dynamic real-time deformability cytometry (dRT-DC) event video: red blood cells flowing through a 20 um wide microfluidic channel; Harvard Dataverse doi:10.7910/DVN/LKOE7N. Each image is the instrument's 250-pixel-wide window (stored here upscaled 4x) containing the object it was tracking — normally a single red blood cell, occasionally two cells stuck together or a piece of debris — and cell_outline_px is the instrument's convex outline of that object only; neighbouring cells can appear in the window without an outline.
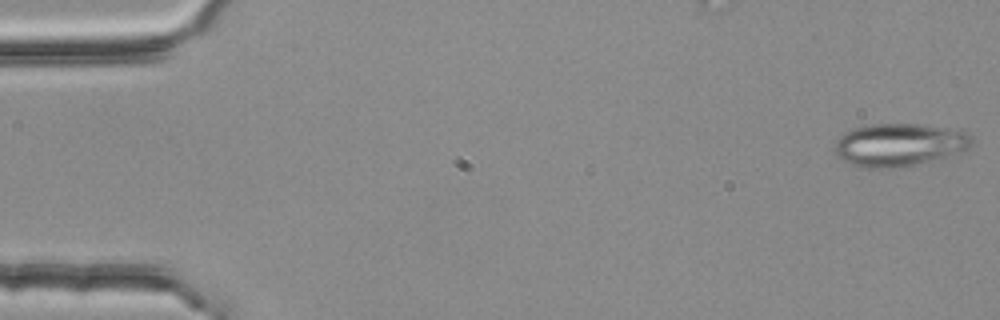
{"species": "common noctule bat (a hibernating species)", "species_latin": "Nyctalus noctula", "temperature_condition": "room temperature", "stored_images_in_passage": 5, "camera_frame_rate_fps": 3000, "um_per_image_px": 0.085, "animal": {"sex": "female", "body_mass_g": 25.1}, "frame": {"image": 1, "passage_image": 1, "time_ms": 0.0, "image_size_px": [1000, 320], "cell_outline_px": [[972, 144], [968, 148], [944, 156], [912, 164], [876, 168], [872, 168], [856, 164], [844, 160], [836, 156], [832, 148], [836, 140], [844, 132], [852, 128], [868, 124], [924, 124], [964, 128], [972, 136]], "centroid_in_image_um": [76.44, 12.23], "position_along_channel_um": 8.6, "area_um2": 34.04}}